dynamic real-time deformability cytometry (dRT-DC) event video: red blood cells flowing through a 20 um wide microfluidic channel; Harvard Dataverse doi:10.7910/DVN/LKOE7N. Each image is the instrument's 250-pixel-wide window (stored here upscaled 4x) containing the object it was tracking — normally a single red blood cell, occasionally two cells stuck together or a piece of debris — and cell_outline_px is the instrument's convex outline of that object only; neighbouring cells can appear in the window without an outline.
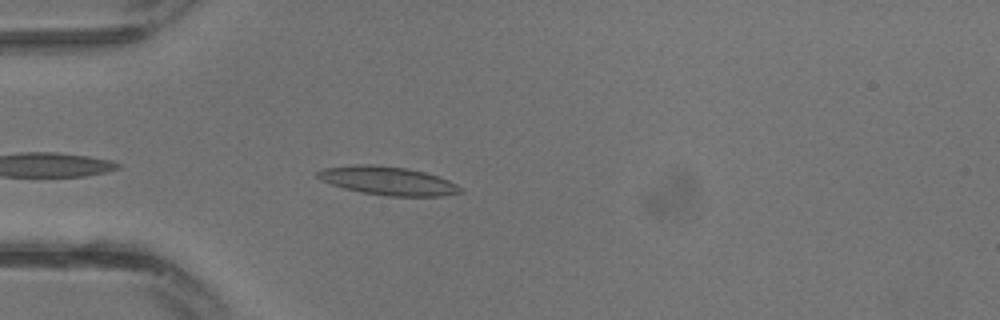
{"species": "common noctule bat (a hibernating species)", "species_latin": "Nyctalus noctula", "temperature_condition": "warm", "stored_images_in_passage": 12, "camera_frame_rate_fps": 3000, "um_per_image_px": 0.085, "animal": {"sex": "male", "body_mass_g": 13.3}, "frame": {"image": 1, "passage_image": 2, "time_ms": 0.333, "image_size_px": [1000, 320], "cell_outline_px": [[464, 192], [444, 196], [388, 196], [360, 192], [344, 188], [320, 180], [316, 176], [316, 172], [324, 168], [352, 164], [372, 164], [408, 168], [424, 172], [448, 180], [456, 184]], "centroid_in_image_um": [32.94, 15.36], "position_along_channel_um": 52.1, "area_um2": 23.76}}
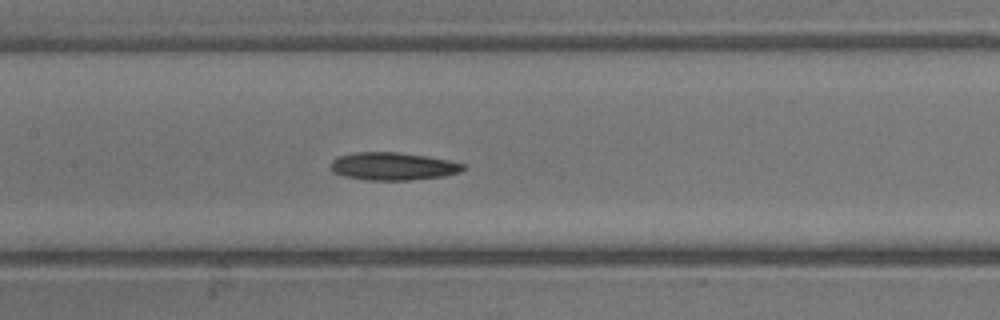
{"frame": {"image": 2, "passage_image": 8, "time_ms": 2.333, "image_size_px": [1000, 320], "cell_outline_px": [[468, 168], [460, 172], [444, 176], [408, 180], [364, 180], [344, 176], [332, 172], [332, 160], [336, 156], [352, 152], [396, 152], [428, 156], [448, 160], [464, 164]], "centroid_in_image_um": [33.4, 14.13], "position_along_channel_um": 174.0, "area_um2": 21.62}}
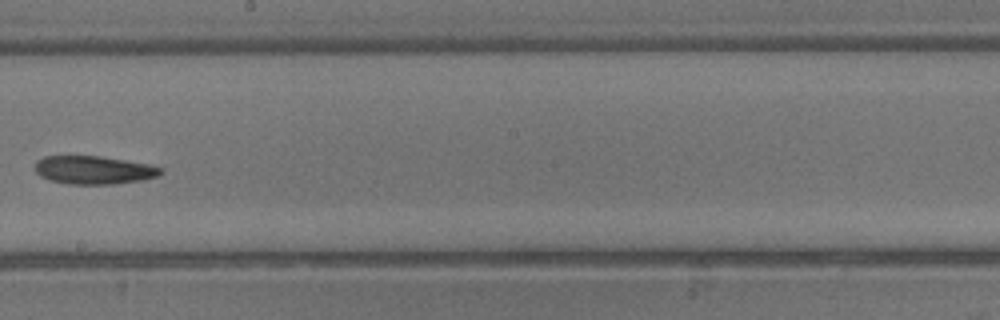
{"frame": {"image": 3, "passage_image": 11, "time_ms": 3.333, "image_size_px": [1000, 320], "cell_outline_px": [[164, 172], [160, 176], [144, 180], [116, 184], [68, 184], [52, 180], [40, 176], [36, 172], [36, 160], [44, 156], [100, 156], [148, 164], [164, 168]], "centroid_in_image_um": [8.03, 14.45], "position_along_channel_um": 240.2, "area_um2": 20.81}}